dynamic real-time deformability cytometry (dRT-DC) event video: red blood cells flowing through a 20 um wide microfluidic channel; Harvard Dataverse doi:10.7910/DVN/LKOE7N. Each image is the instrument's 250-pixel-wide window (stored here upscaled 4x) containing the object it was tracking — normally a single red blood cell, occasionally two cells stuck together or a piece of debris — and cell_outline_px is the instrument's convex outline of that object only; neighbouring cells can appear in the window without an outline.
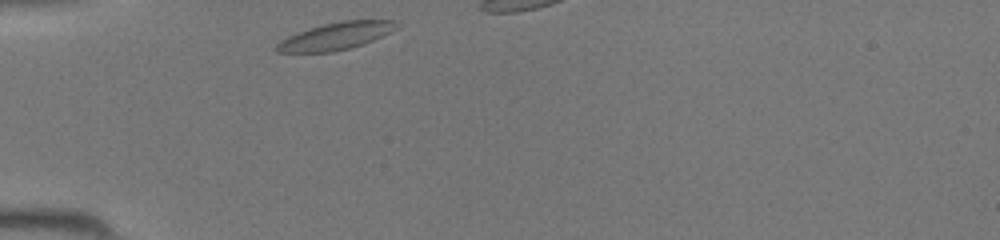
{"species": "common noctule bat (a hibernating species)", "species_latin": "Nyctalus noctula", "temperature_condition": "room temperature", "stored_images_in_passage": 14, "camera_frame_rate_fps": 3000, "um_per_image_px": 0.085, "animal": {"sex": "female", "body_mass_g": 19.5, "forearm_length_mm": 54.1}, "frame": {"image": 1, "passage_image": 1, "time_ms": 0.0, "image_size_px": [1000, 240], "cell_outline_px": [[400, 24], [396, 28], [364, 44], [332, 52], [276, 52], [272, 48], [280, 40], [296, 32], [308, 28], [324, 24], [344, 20], [396, 20]], "centroid_in_image_um": [28.49, 3.06], "position_along_channel_um": 56.5, "area_um2": 19.02}}
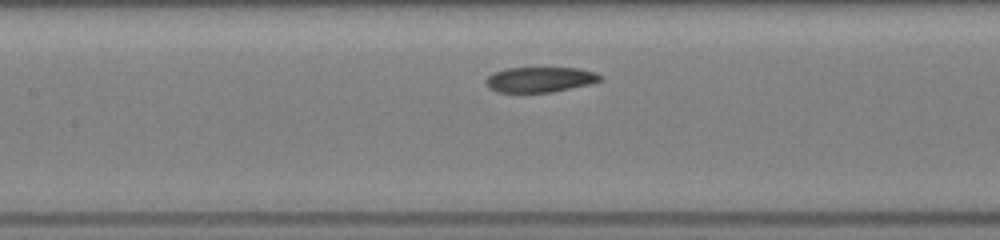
{"frame": {"image": 2, "passage_image": 9, "time_ms": 2.667, "image_size_px": [1000, 240], "cell_outline_px": [[604, 80], [592, 84], [552, 92], [496, 92], [488, 88], [484, 80], [492, 72], [504, 68], [580, 68], [596, 72], [604, 76]], "centroid_in_image_um": [45.93, 6.76], "position_along_channel_um": 161.5, "area_um2": 17.22}}
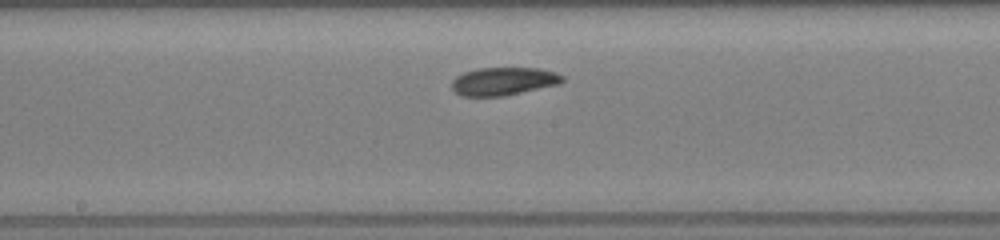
{"frame": {"image": 3, "passage_image": 12, "time_ms": 3.667, "image_size_px": [1000, 240], "cell_outline_px": [[564, 80], [556, 84], [504, 96], [460, 96], [452, 88], [452, 80], [456, 76], [464, 72], [480, 68], [536, 68], [556, 72], [564, 76]], "centroid_in_image_um": [42.76, 6.9], "position_along_channel_um": 205.4, "area_um2": 17.86}}